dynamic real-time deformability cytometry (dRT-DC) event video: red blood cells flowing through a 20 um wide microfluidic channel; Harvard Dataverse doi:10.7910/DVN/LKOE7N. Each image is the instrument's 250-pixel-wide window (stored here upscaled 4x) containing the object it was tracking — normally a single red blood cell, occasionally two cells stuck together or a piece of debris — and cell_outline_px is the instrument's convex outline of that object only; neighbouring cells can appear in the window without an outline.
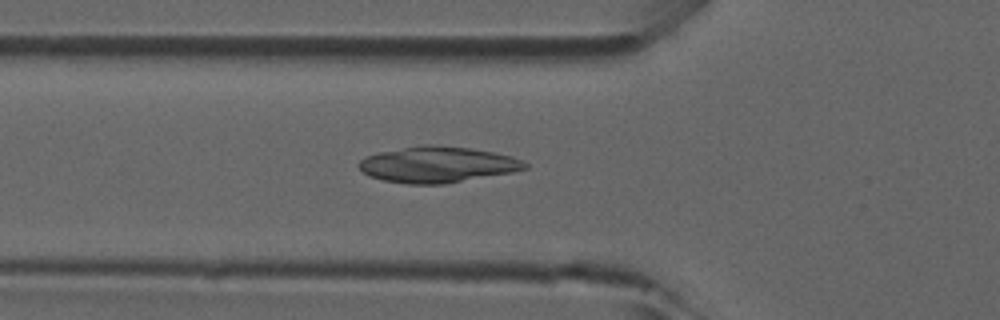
{"species": "common noctule bat (a hibernating species)", "species_latin": "Nyctalus noctula", "temperature_condition": "room temperature", "stored_images_in_passage": 30, "camera_frame_rate_fps": 3000, "um_per_image_px": 0.085, "animal": {"sex": "male", "forearm_length_mm": 52.5}, "frame": {"image": 1, "passage_image": 12, "time_ms": 3.667, "image_size_px": [1000, 320], "cell_outline_px": [[528, 168], [512, 172], [444, 184], [408, 184], [384, 180], [368, 176], [360, 168], [360, 160], [368, 156], [380, 152], [424, 144], [436, 144], [472, 148], [512, 156], [528, 164]], "centroid_in_image_um": [37.21, 13.98], "position_along_channel_um": 88.6, "area_um2": 34.62}}
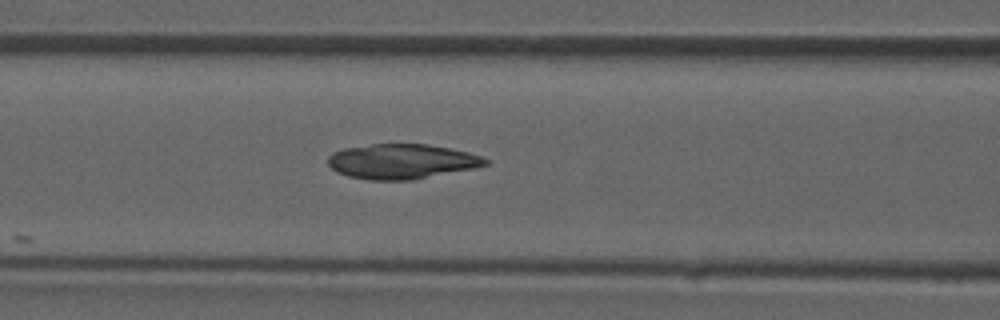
{"frame": {"image": 2, "passage_image": 15, "time_ms": 4.667, "image_size_px": [1000, 320], "cell_outline_px": [[488, 164], [472, 168], [412, 180], [368, 180], [348, 176], [336, 172], [328, 164], [328, 156], [332, 152], [344, 148], [372, 144], [428, 144], [452, 148], [468, 152], [480, 156], [488, 160]], "centroid_in_image_um": [34.11, 13.72], "position_along_channel_um": 132.5, "area_um2": 31.96}}